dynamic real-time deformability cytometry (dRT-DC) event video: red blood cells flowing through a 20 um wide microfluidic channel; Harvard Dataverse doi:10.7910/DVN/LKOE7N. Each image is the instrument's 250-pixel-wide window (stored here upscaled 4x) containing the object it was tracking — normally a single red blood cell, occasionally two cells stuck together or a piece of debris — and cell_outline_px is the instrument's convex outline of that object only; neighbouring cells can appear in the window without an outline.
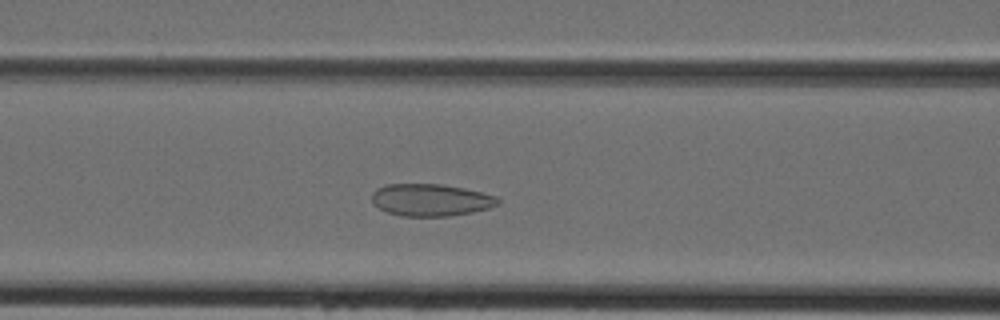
{"species": "Egyptian fruit bat (a non-hibernating species)", "species_latin": "Rousettus aegyptiacus", "temperature_condition": "cold", "stored_images_in_passage": 41, "camera_frame_rate_fps": 3000, "um_per_image_px": 0.085, "animal": {"sex": "female"}, "frame": {"image": 1, "passage_image": 16, "time_ms": 5.0, "image_size_px": [1000, 320], "cell_outline_px": [[500, 204], [488, 208], [472, 212], [448, 216], [400, 216], [388, 212], [372, 204], [372, 192], [376, 188], [384, 184], [440, 184], [464, 188], [496, 196], [500, 200]], "centroid_in_image_um": [36.59, 16.99], "position_along_channel_um": 130.0, "area_um2": 23.7}}
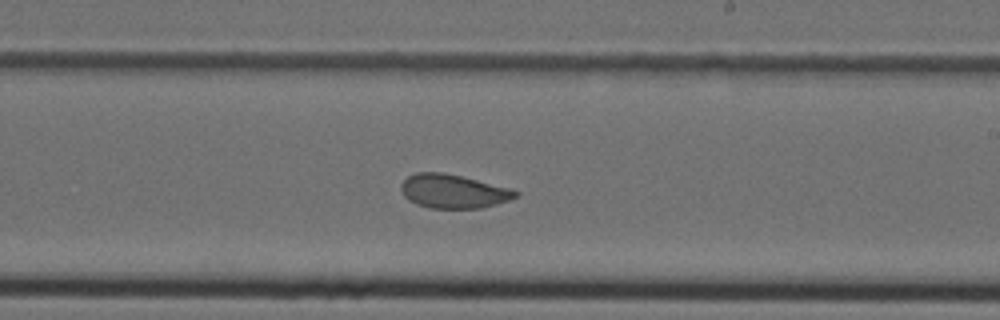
{"frame": {"image": 2, "passage_image": 24, "time_ms": 7.667, "image_size_px": [1000, 320], "cell_outline_px": [[520, 196], [496, 204], [480, 208], [428, 208], [416, 204], [408, 200], [404, 196], [400, 188], [400, 184], [408, 176], [416, 172], [444, 172], [508, 188], [520, 192]], "centroid_in_image_um": [38.49, 16.26], "position_along_channel_um": 250.5, "area_um2": 22.48}}
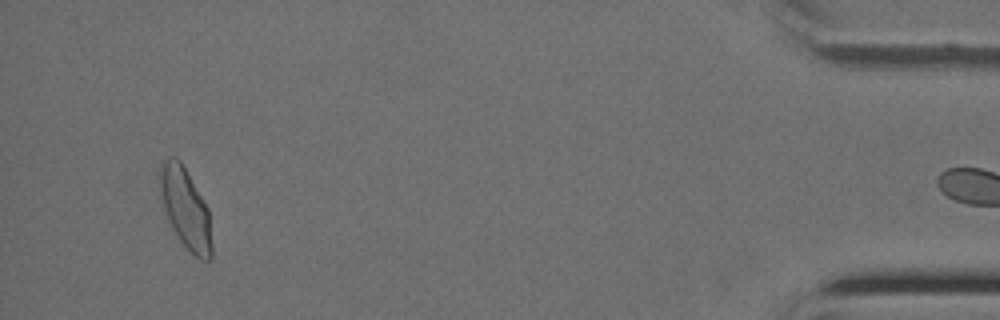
{"frame": {"image": 3, "passage_image": 40, "time_ms": 13.0, "image_size_px": [1000, 320], "cell_outline_px": [[212, 260], [200, 260], [180, 240], [172, 228], [168, 220], [160, 196], [160, 168], [164, 160], [168, 156], [176, 156], [180, 160], [208, 208], [212, 244]], "centroid_in_image_um": [15.77, 17.71], "position_along_channel_um": 419.4, "area_um2": 24.04}}